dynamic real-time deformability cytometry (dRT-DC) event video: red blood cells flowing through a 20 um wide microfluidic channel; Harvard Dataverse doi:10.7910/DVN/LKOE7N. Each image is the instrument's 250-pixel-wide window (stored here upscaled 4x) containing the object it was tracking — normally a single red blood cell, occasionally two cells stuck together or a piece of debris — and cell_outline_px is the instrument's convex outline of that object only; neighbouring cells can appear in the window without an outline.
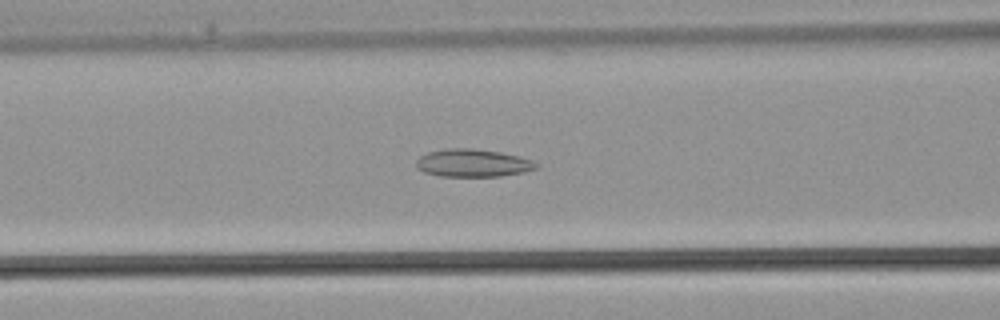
{"species": "common noctule bat (a hibernating species)", "species_latin": "Nyctalus noctula", "temperature_condition": "warm", "stored_images_in_passage": 31, "camera_frame_rate_fps": 3000, "um_per_image_px": 0.085, "animal": {"sex": "male", "body_mass_g": 21.5, "forearm_length_mm": 52.0}, "frame": {"image": 1, "passage_image": 12, "time_ms": 3.667, "image_size_px": [1000, 320], "cell_outline_px": [[540, 168], [524, 172], [500, 176], [440, 176], [424, 172], [416, 168], [416, 160], [420, 156], [428, 152], [448, 148], [468, 148], [500, 152], [532, 160], [540, 164]], "centroid_in_image_um": [40.2, 13.86], "position_along_channel_um": 126.4, "area_um2": 19.42}}
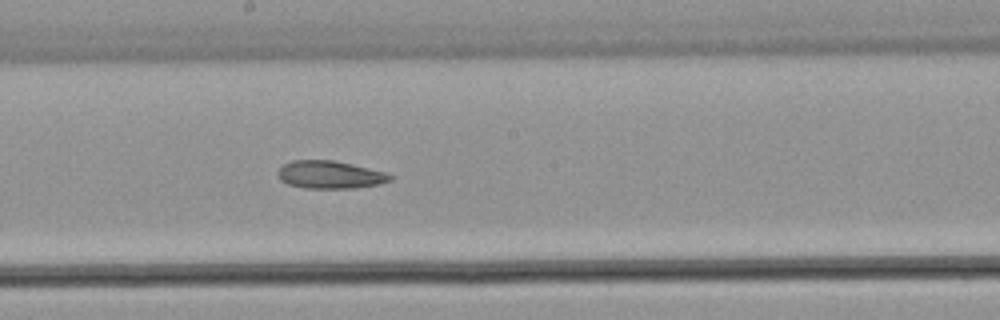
{"frame": {"image": 2, "passage_image": 17, "time_ms": 5.333, "image_size_px": [1000, 320], "cell_outline_px": [[392, 180], [380, 184], [356, 188], [304, 188], [288, 184], [280, 180], [276, 176], [276, 172], [284, 164], [292, 160], [332, 160], [352, 164], [384, 172], [392, 176]], "centroid_in_image_um": [28.01, 14.85], "position_along_channel_um": 220.2, "area_um2": 18.21}}
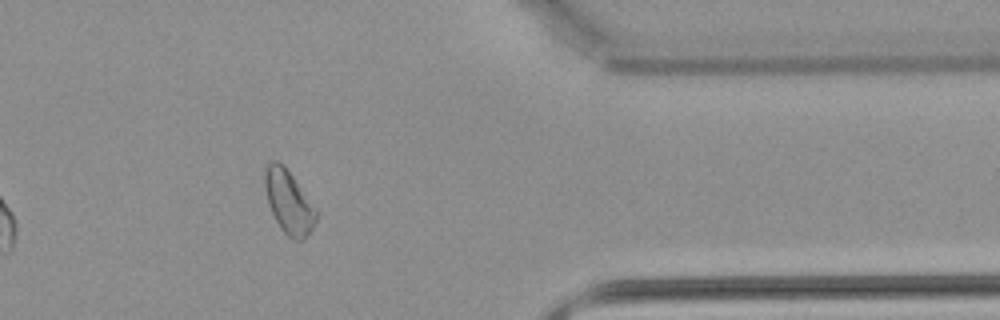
{"frame": {"image": 3, "passage_image": 27, "time_ms": 8.667, "image_size_px": [1000, 320], "cell_outline_px": [[320, 212], [312, 228], [304, 240], [296, 240], [288, 236], [280, 228], [268, 204], [264, 188], [264, 172], [268, 164], [272, 160], [276, 160], [284, 164]], "centroid_in_image_um": [24.56, 17.15], "position_along_channel_um": 386.8, "area_um2": 19.25}}